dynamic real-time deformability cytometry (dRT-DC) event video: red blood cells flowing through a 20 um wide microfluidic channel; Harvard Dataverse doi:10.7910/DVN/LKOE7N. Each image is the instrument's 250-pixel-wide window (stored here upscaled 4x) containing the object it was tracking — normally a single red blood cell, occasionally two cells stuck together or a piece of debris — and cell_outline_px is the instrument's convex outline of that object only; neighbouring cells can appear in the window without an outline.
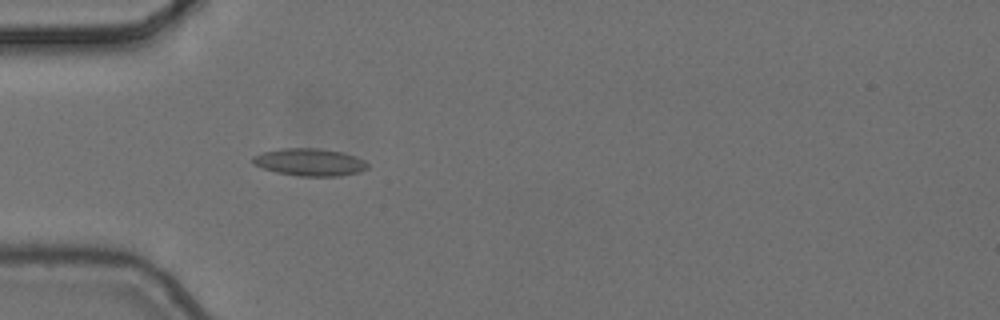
{"species": "common noctule bat (a hibernating species)", "species_latin": "Nyctalus noctula", "temperature_condition": "cold", "stored_images_in_passage": 2, "camera_frame_rate_fps": 3000, "um_per_image_px": 0.085, "animal": {"sex": "female", "body_mass_g": 24.6, "forearm_length_mm": 56.2}, "frame": {"image": 1, "passage_image": 2, "time_ms": 0.333, "image_size_px": [1000, 320], "cell_outline_px": [[368, 168], [360, 172], [336, 176], [300, 176], [276, 172], [252, 164], [252, 156], [264, 152], [284, 148], [320, 148], [344, 152], [364, 160], [368, 164]], "centroid_in_image_um": [26.33, 13.78], "position_along_channel_um": 58.7, "area_um2": 18.32}}